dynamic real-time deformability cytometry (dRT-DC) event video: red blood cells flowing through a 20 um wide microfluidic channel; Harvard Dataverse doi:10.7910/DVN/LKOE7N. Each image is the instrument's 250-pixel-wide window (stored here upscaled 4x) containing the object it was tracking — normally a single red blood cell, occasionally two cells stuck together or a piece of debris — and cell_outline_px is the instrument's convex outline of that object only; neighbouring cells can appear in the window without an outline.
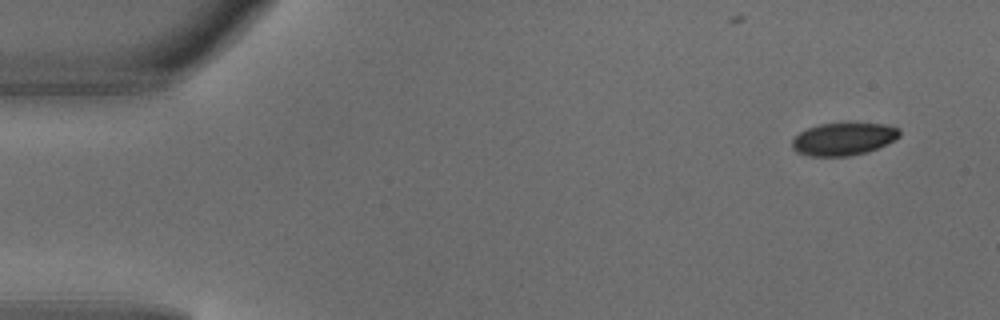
{"species": "common noctule bat (a hibernating species)", "species_latin": "Nyctalus noctula", "temperature_condition": "warm", "stored_images_in_passage": 5, "segment_of_instrument_passage": [2, 2], "camera_frame_rate_fps": 3000, "um_per_image_px": 0.085, "animal": {"sex": "male", "body_mass_g": 18.8}, "frame": {"image": 1, "passage_image": 5, "time_ms": 1.333, "image_size_px": [1000, 320], "cell_outline_px": [[900, 136], [876, 148], [864, 152], [848, 156], [808, 156], [796, 152], [792, 148], [792, 140], [800, 132], [808, 128], [820, 124], [844, 120], [884, 124], [900, 128]], "centroid_in_image_um": [71.68, 11.76], "position_along_channel_um": 13.3, "area_um2": 20.92}}